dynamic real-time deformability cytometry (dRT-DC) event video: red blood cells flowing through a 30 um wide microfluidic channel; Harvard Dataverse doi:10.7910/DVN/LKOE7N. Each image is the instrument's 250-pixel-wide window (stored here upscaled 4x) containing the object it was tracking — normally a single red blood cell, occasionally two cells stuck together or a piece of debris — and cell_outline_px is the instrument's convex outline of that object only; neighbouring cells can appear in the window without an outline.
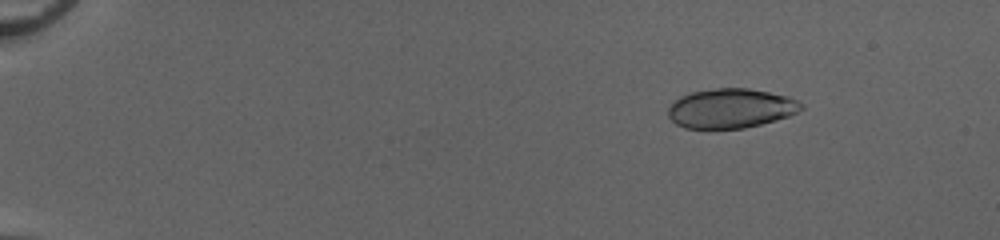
{"species": "common noctule bat (a hibernating species)", "species_latin": "Nyctalus noctula", "temperature_condition": "cold", "stored_images_in_passage": 52, "camera_frame_rate_fps": 3000, "um_per_image_px": 0.085, "animal": {"sex": "female", "body_mass_g": 20.0, "forearm_length_mm": 54.0}, "frame": {"image": 1, "passage_image": 8, "time_ms": 2.333, "image_size_px": [1000, 240], "cell_outline_px": [[804, 108], [788, 116], [760, 124], [744, 128], [684, 128], [676, 124], [668, 116], [668, 108], [680, 96], [692, 92], [716, 88], [748, 88], [788, 96], [804, 104]], "centroid_in_image_um": [62.11, 9.2], "position_along_channel_um": 22.9, "area_um2": 30.4}}
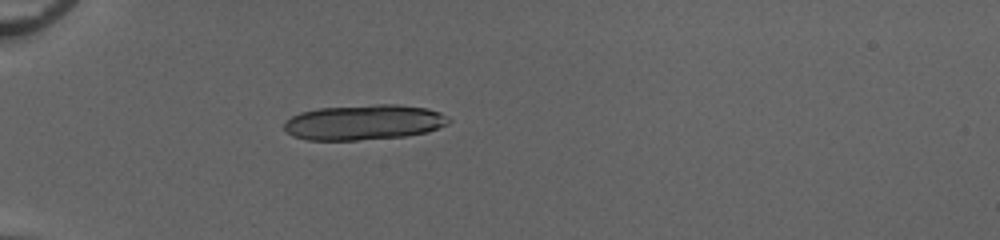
{"frame": {"image": 2, "passage_image": 18, "time_ms": 5.667, "image_size_px": [1000, 240], "cell_outline_px": [[452, 120], [448, 124], [424, 132], [404, 136], [356, 140], [308, 140], [292, 136], [284, 128], [284, 120], [300, 112], [320, 108], [376, 104], [396, 104], [428, 108], [440, 112], [448, 116]], "centroid_in_image_um": [30.93, 10.39], "position_along_channel_um": 54.1, "area_um2": 33.81}}